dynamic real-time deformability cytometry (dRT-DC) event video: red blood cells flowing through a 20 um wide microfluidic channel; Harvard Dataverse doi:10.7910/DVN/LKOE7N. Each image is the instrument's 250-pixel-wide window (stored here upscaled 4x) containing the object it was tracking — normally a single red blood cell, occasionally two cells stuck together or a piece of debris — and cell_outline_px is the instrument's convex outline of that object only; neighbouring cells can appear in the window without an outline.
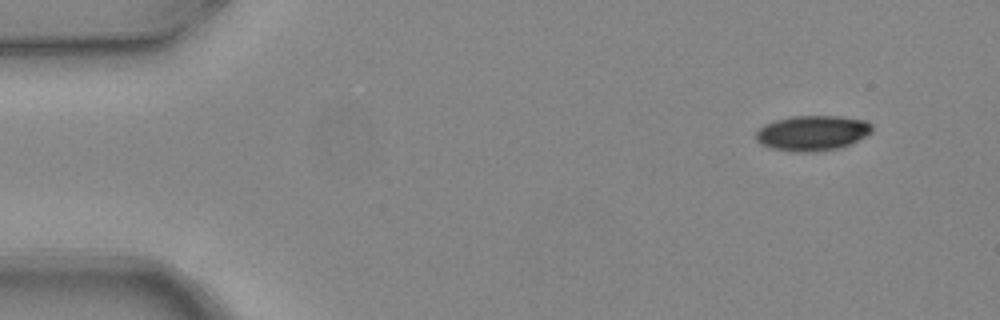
{"species": "common noctule bat (a hibernating species)", "species_latin": "Nyctalus noctula", "temperature_condition": "warm", "stored_images_in_passage": 7, "camera_frame_rate_fps": 3000, "um_per_image_px": 0.085, "animal": {"sex": "female", "body_mass_g": 24.6, "forearm_length_mm": 56.2}, "frame": {"image": 1, "passage_image": 1, "time_ms": 0.0, "image_size_px": [1000, 320], "cell_outline_px": [[872, 132], [848, 144], [836, 148], [808, 152], [792, 152], [768, 148], [760, 144], [756, 140], [756, 132], [764, 124], [776, 120], [792, 116], [840, 116], [864, 120], [872, 124]], "centroid_in_image_um": [69.0, 11.3], "position_along_channel_um": 16.0, "area_um2": 23.7}}
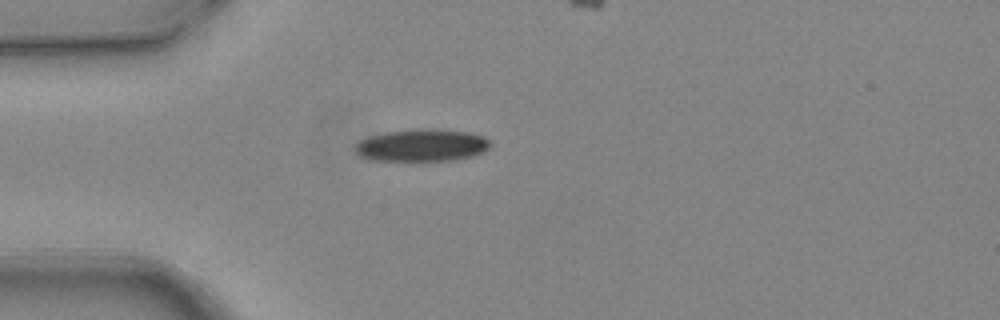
{"frame": {"image": 2, "passage_image": 4, "time_ms": 1.0, "image_size_px": [1000, 320], "cell_outline_px": [[492, 144], [484, 152], [472, 156], [452, 160], [372, 160], [360, 156], [352, 148], [360, 140], [368, 136], [388, 132], [424, 128], [432, 128], [468, 132], [484, 136]], "centroid_in_image_um": [35.86, 12.34], "position_along_channel_um": 49.1, "area_um2": 25.43}}